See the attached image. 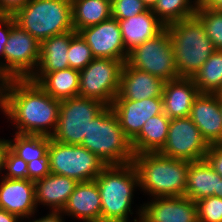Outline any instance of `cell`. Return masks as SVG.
<instances>
[{"label":"cell","instance_id":"1","mask_svg":"<svg viewBox=\"0 0 222 222\" xmlns=\"http://www.w3.org/2000/svg\"><path fill=\"white\" fill-rule=\"evenodd\" d=\"M60 102L30 79L5 80L2 112L14 124L15 133L51 137L57 126Z\"/></svg>","mask_w":222,"mask_h":222},{"label":"cell","instance_id":"2","mask_svg":"<svg viewBox=\"0 0 222 222\" xmlns=\"http://www.w3.org/2000/svg\"><path fill=\"white\" fill-rule=\"evenodd\" d=\"M95 182L101 197V222H130L129 216L134 214L131 208L134 204L133 193L139 187L133 163L106 165ZM142 206L135 211L137 217L133 222H141Z\"/></svg>","mask_w":222,"mask_h":222},{"label":"cell","instance_id":"3","mask_svg":"<svg viewBox=\"0 0 222 222\" xmlns=\"http://www.w3.org/2000/svg\"><path fill=\"white\" fill-rule=\"evenodd\" d=\"M139 188L151 198L185 196L189 161L165 157L160 153L135 154Z\"/></svg>","mask_w":222,"mask_h":222},{"label":"cell","instance_id":"4","mask_svg":"<svg viewBox=\"0 0 222 222\" xmlns=\"http://www.w3.org/2000/svg\"><path fill=\"white\" fill-rule=\"evenodd\" d=\"M165 28L173 45L178 76L193 78L216 50L206 36L203 24L193 16L166 25Z\"/></svg>","mask_w":222,"mask_h":222},{"label":"cell","instance_id":"5","mask_svg":"<svg viewBox=\"0 0 222 222\" xmlns=\"http://www.w3.org/2000/svg\"><path fill=\"white\" fill-rule=\"evenodd\" d=\"M81 146L94 153L105 165L131 163L134 158L131 140L125 135L111 106L90 121Z\"/></svg>","mask_w":222,"mask_h":222},{"label":"cell","instance_id":"6","mask_svg":"<svg viewBox=\"0 0 222 222\" xmlns=\"http://www.w3.org/2000/svg\"><path fill=\"white\" fill-rule=\"evenodd\" d=\"M12 16L16 24L40 43L74 30L72 4L60 0H29Z\"/></svg>","mask_w":222,"mask_h":222},{"label":"cell","instance_id":"7","mask_svg":"<svg viewBox=\"0 0 222 222\" xmlns=\"http://www.w3.org/2000/svg\"><path fill=\"white\" fill-rule=\"evenodd\" d=\"M107 106L100 101L83 96L62 100L59 105L57 126L51 139L68 145H81L90 121Z\"/></svg>","mask_w":222,"mask_h":222},{"label":"cell","instance_id":"8","mask_svg":"<svg viewBox=\"0 0 222 222\" xmlns=\"http://www.w3.org/2000/svg\"><path fill=\"white\" fill-rule=\"evenodd\" d=\"M50 173L75 179L91 181L101 173L105 163L81 145H68L50 138L48 148Z\"/></svg>","mask_w":222,"mask_h":222},{"label":"cell","instance_id":"9","mask_svg":"<svg viewBox=\"0 0 222 222\" xmlns=\"http://www.w3.org/2000/svg\"><path fill=\"white\" fill-rule=\"evenodd\" d=\"M40 58V42L16 24L11 15V32L3 51V79H30Z\"/></svg>","mask_w":222,"mask_h":222},{"label":"cell","instance_id":"10","mask_svg":"<svg viewBox=\"0 0 222 222\" xmlns=\"http://www.w3.org/2000/svg\"><path fill=\"white\" fill-rule=\"evenodd\" d=\"M123 65L121 60L94 58L79 71L78 95L111 106L119 91Z\"/></svg>","mask_w":222,"mask_h":222},{"label":"cell","instance_id":"11","mask_svg":"<svg viewBox=\"0 0 222 222\" xmlns=\"http://www.w3.org/2000/svg\"><path fill=\"white\" fill-rule=\"evenodd\" d=\"M127 62L132 67L143 70L164 82L179 78L173 45L166 28L132 50Z\"/></svg>","mask_w":222,"mask_h":222},{"label":"cell","instance_id":"12","mask_svg":"<svg viewBox=\"0 0 222 222\" xmlns=\"http://www.w3.org/2000/svg\"><path fill=\"white\" fill-rule=\"evenodd\" d=\"M209 146L190 117L172 118L166 142L158 153L191 162L205 159Z\"/></svg>","mask_w":222,"mask_h":222},{"label":"cell","instance_id":"13","mask_svg":"<svg viewBox=\"0 0 222 222\" xmlns=\"http://www.w3.org/2000/svg\"><path fill=\"white\" fill-rule=\"evenodd\" d=\"M91 48L95 58L127 61L128 53L123 46L122 33L116 18L109 19L78 31Z\"/></svg>","mask_w":222,"mask_h":222},{"label":"cell","instance_id":"14","mask_svg":"<svg viewBox=\"0 0 222 222\" xmlns=\"http://www.w3.org/2000/svg\"><path fill=\"white\" fill-rule=\"evenodd\" d=\"M125 135L132 141L144 123L153 116L164 113L163 98L154 97L138 101L114 99L111 105Z\"/></svg>","mask_w":222,"mask_h":222},{"label":"cell","instance_id":"15","mask_svg":"<svg viewBox=\"0 0 222 222\" xmlns=\"http://www.w3.org/2000/svg\"><path fill=\"white\" fill-rule=\"evenodd\" d=\"M141 222H198L196 203L185 196L151 198L143 203Z\"/></svg>","mask_w":222,"mask_h":222},{"label":"cell","instance_id":"16","mask_svg":"<svg viewBox=\"0 0 222 222\" xmlns=\"http://www.w3.org/2000/svg\"><path fill=\"white\" fill-rule=\"evenodd\" d=\"M0 208L17 215L22 221L37 213L35 183L29 179H0Z\"/></svg>","mask_w":222,"mask_h":222},{"label":"cell","instance_id":"17","mask_svg":"<svg viewBox=\"0 0 222 222\" xmlns=\"http://www.w3.org/2000/svg\"><path fill=\"white\" fill-rule=\"evenodd\" d=\"M189 117L209 145L222 143V110L218 93H199Z\"/></svg>","mask_w":222,"mask_h":222},{"label":"cell","instance_id":"18","mask_svg":"<svg viewBox=\"0 0 222 222\" xmlns=\"http://www.w3.org/2000/svg\"><path fill=\"white\" fill-rule=\"evenodd\" d=\"M165 82L143 70L123 65L119 91L115 99L132 101L162 97Z\"/></svg>","mask_w":222,"mask_h":222},{"label":"cell","instance_id":"19","mask_svg":"<svg viewBox=\"0 0 222 222\" xmlns=\"http://www.w3.org/2000/svg\"><path fill=\"white\" fill-rule=\"evenodd\" d=\"M62 213L83 222H101V197L95 180L78 182Z\"/></svg>","mask_w":222,"mask_h":222},{"label":"cell","instance_id":"20","mask_svg":"<svg viewBox=\"0 0 222 222\" xmlns=\"http://www.w3.org/2000/svg\"><path fill=\"white\" fill-rule=\"evenodd\" d=\"M199 93L193 78L179 77L165 82L162 94L164 113L170 119L189 117Z\"/></svg>","mask_w":222,"mask_h":222},{"label":"cell","instance_id":"21","mask_svg":"<svg viewBox=\"0 0 222 222\" xmlns=\"http://www.w3.org/2000/svg\"><path fill=\"white\" fill-rule=\"evenodd\" d=\"M122 33L123 46L129 54L142 43L157 36L165 25L148 9L128 19H117Z\"/></svg>","mask_w":222,"mask_h":222},{"label":"cell","instance_id":"22","mask_svg":"<svg viewBox=\"0 0 222 222\" xmlns=\"http://www.w3.org/2000/svg\"><path fill=\"white\" fill-rule=\"evenodd\" d=\"M34 183L37 207L43 205L49 211H62L78 182L73 178L50 173Z\"/></svg>","mask_w":222,"mask_h":222},{"label":"cell","instance_id":"23","mask_svg":"<svg viewBox=\"0 0 222 222\" xmlns=\"http://www.w3.org/2000/svg\"><path fill=\"white\" fill-rule=\"evenodd\" d=\"M221 176L206 159L191 161L187 172L185 197L194 202L210 196H219Z\"/></svg>","mask_w":222,"mask_h":222},{"label":"cell","instance_id":"24","mask_svg":"<svg viewBox=\"0 0 222 222\" xmlns=\"http://www.w3.org/2000/svg\"><path fill=\"white\" fill-rule=\"evenodd\" d=\"M79 79V70L70 67L53 72H35L30 78L47 94L60 101L78 96Z\"/></svg>","mask_w":222,"mask_h":222},{"label":"cell","instance_id":"25","mask_svg":"<svg viewBox=\"0 0 222 222\" xmlns=\"http://www.w3.org/2000/svg\"><path fill=\"white\" fill-rule=\"evenodd\" d=\"M75 30L54 35L40 43V58L35 72H53L69 68L68 49Z\"/></svg>","mask_w":222,"mask_h":222},{"label":"cell","instance_id":"26","mask_svg":"<svg viewBox=\"0 0 222 222\" xmlns=\"http://www.w3.org/2000/svg\"><path fill=\"white\" fill-rule=\"evenodd\" d=\"M170 120L165 113L150 117L140 133L131 141L134 155L158 153L166 142Z\"/></svg>","mask_w":222,"mask_h":222},{"label":"cell","instance_id":"27","mask_svg":"<svg viewBox=\"0 0 222 222\" xmlns=\"http://www.w3.org/2000/svg\"><path fill=\"white\" fill-rule=\"evenodd\" d=\"M112 17L111 0H73L72 23L76 32Z\"/></svg>","mask_w":222,"mask_h":222},{"label":"cell","instance_id":"28","mask_svg":"<svg viewBox=\"0 0 222 222\" xmlns=\"http://www.w3.org/2000/svg\"><path fill=\"white\" fill-rule=\"evenodd\" d=\"M50 136L15 133L9 139L10 149L25 162L48 158Z\"/></svg>","mask_w":222,"mask_h":222},{"label":"cell","instance_id":"29","mask_svg":"<svg viewBox=\"0 0 222 222\" xmlns=\"http://www.w3.org/2000/svg\"><path fill=\"white\" fill-rule=\"evenodd\" d=\"M193 80L200 93H218L222 89V50L212 53Z\"/></svg>","mask_w":222,"mask_h":222},{"label":"cell","instance_id":"30","mask_svg":"<svg viewBox=\"0 0 222 222\" xmlns=\"http://www.w3.org/2000/svg\"><path fill=\"white\" fill-rule=\"evenodd\" d=\"M199 0H158L153 13L166 26L195 16Z\"/></svg>","mask_w":222,"mask_h":222},{"label":"cell","instance_id":"31","mask_svg":"<svg viewBox=\"0 0 222 222\" xmlns=\"http://www.w3.org/2000/svg\"><path fill=\"white\" fill-rule=\"evenodd\" d=\"M195 16L203 24L214 48L222 50V11L206 8L198 2Z\"/></svg>","mask_w":222,"mask_h":222},{"label":"cell","instance_id":"32","mask_svg":"<svg viewBox=\"0 0 222 222\" xmlns=\"http://www.w3.org/2000/svg\"><path fill=\"white\" fill-rule=\"evenodd\" d=\"M67 57L69 67L79 71L84 69L95 58L91 48L78 32L70 40Z\"/></svg>","mask_w":222,"mask_h":222},{"label":"cell","instance_id":"33","mask_svg":"<svg viewBox=\"0 0 222 222\" xmlns=\"http://www.w3.org/2000/svg\"><path fill=\"white\" fill-rule=\"evenodd\" d=\"M198 222H222V198L210 196L195 202Z\"/></svg>","mask_w":222,"mask_h":222},{"label":"cell","instance_id":"34","mask_svg":"<svg viewBox=\"0 0 222 222\" xmlns=\"http://www.w3.org/2000/svg\"><path fill=\"white\" fill-rule=\"evenodd\" d=\"M111 8L116 19H128L148 10L142 0H111Z\"/></svg>","mask_w":222,"mask_h":222},{"label":"cell","instance_id":"35","mask_svg":"<svg viewBox=\"0 0 222 222\" xmlns=\"http://www.w3.org/2000/svg\"><path fill=\"white\" fill-rule=\"evenodd\" d=\"M4 173L1 175L3 178L9 179H28V164L21 157L16 155L11 149L8 150L5 163H4Z\"/></svg>","mask_w":222,"mask_h":222},{"label":"cell","instance_id":"36","mask_svg":"<svg viewBox=\"0 0 222 222\" xmlns=\"http://www.w3.org/2000/svg\"><path fill=\"white\" fill-rule=\"evenodd\" d=\"M28 164V179L35 182L50 174L49 158H40Z\"/></svg>","mask_w":222,"mask_h":222},{"label":"cell","instance_id":"37","mask_svg":"<svg viewBox=\"0 0 222 222\" xmlns=\"http://www.w3.org/2000/svg\"><path fill=\"white\" fill-rule=\"evenodd\" d=\"M11 32V15H0V76L3 78V51Z\"/></svg>","mask_w":222,"mask_h":222},{"label":"cell","instance_id":"38","mask_svg":"<svg viewBox=\"0 0 222 222\" xmlns=\"http://www.w3.org/2000/svg\"><path fill=\"white\" fill-rule=\"evenodd\" d=\"M205 159L213 170L222 177V143L211 144L206 153Z\"/></svg>","mask_w":222,"mask_h":222},{"label":"cell","instance_id":"39","mask_svg":"<svg viewBox=\"0 0 222 222\" xmlns=\"http://www.w3.org/2000/svg\"><path fill=\"white\" fill-rule=\"evenodd\" d=\"M29 0H0V15H13Z\"/></svg>","mask_w":222,"mask_h":222},{"label":"cell","instance_id":"40","mask_svg":"<svg viewBox=\"0 0 222 222\" xmlns=\"http://www.w3.org/2000/svg\"><path fill=\"white\" fill-rule=\"evenodd\" d=\"M62 211H49L46 216L27 222H65Z\"/></svg>","mask_w":222,"mask_h":222},{"label":"cell","instance_id":"41","mask_svg":"<svg viewBox=\"0 0 222 222\" xmlns=\"http://www.w3.org/2000/svg\"><path fill=\"white\" fill-rule=\"evenodd\" d=\"M9 149V139L0 138V174H2V171L4 169L5 158Z\"/></svg>","mask_w":222,"mask_h":222},{"label":"cell","instance_id":"42","mask_svg":"<svg viewBox=\"0 0 222 222\" xmlns=\"http://www.w3.org/2000/svg\"><path fill=\"white\" fill-rule=\"evenodd\" d=\"M21 220V221H20ZM0 222H24L17 215L0 208Z\"/></svg>","mask_w":222,"mask_h":222},{"label":"cell","instance_id":"43","mask_svg":"<svg viewBox=\"0 0 222 222\" xmlns=\"http://www.w3.org/2000/svg\"><path fill=\"white\" fill-rule=\"evenodd\" d=\"M199 3L206 8L222 11V0H199Z\"/></svg>","mask_w":222,"mask_h":222},{"label":"cell","instance_id":"44","mask_svg":"<svg viewBox=\"0 0 222 222\" xmlns=\"http://www.w3.org/2000/svg\"><path fill=\"white\" fill-rule=\"evenodd\" d=\"M148 9H153L158 0H142Z\"/></svg>","mask_w":222,"mask_h":222},{"label":"cell","instance_id":"45","mask_svg":"<svg viewBox=\"0 0 222 222\" xmlns=\"http://www.w3.org/2000/svg\"><path fill=\"white\" fill-rule=\"evenodd\" d=\"M5 82H0V111H3V89Z\"/></svg>","mask_w":222,"mask_h":222},{"label":"cell","instance_id":"46","mask_svg":"<svg viewBox=\"0 0 222 222\" xmlns=\"http://www.w3.org/2000/svg\"><path fill=\"white\" fill-rule=\"evenodd\" d=\"M218 97H219V104H220V107H221V110H222V97L218 94Z\"/></svg>","mask_w":222,"mask_h":222},{"label":"cell","instance_id":"47","mask_svg":"<svg viewBox=\"0 0 222 222\" xmlns=\"http://www.w3.org/2000/svg\"><path fill=\"white\" fill-rule=\"evenodd\" d=\"M218 197L222 198V178H221V187H220V195Z\"/></svg>","mask_w":222,"mask_h":222},{"label":"cell","instance_id":"48","mask_svg":"<svg viewBox=\"0 0 222 222\" xmlns=\"http://www.w3.org/2000/svg\"><path fill=\"white\" fill-rule=\"evenodd\" d=\"M72 4L73 0H60Z\"/></svg>","mask_w":222,"mask_h":222},{"label":"cell","instance_id":"49","mask_svg":"<svg viewBox=\"0 0 222 222\" xmlns=\"http://www.w3.org/2000/svg\"><path fill=\"white\" fill-rule=\"evenodd\" d=\"M0 82H5V80L0 76Z\"/></svg>","mask_w":222,"mask_h":222},{"label":"cell","instance_id":"50","mask_svg":"<svg viewBox=\"0 0 222 222\" xmlns=\"http://www.w3.org/2000/svg\"><path fill=\"white\" fill-rule=\"evenodd\" d=\"M218 94L222 97V89L218 92Z\"/></svg>","mask_w":222,"mask_h":222}]
</instances>
